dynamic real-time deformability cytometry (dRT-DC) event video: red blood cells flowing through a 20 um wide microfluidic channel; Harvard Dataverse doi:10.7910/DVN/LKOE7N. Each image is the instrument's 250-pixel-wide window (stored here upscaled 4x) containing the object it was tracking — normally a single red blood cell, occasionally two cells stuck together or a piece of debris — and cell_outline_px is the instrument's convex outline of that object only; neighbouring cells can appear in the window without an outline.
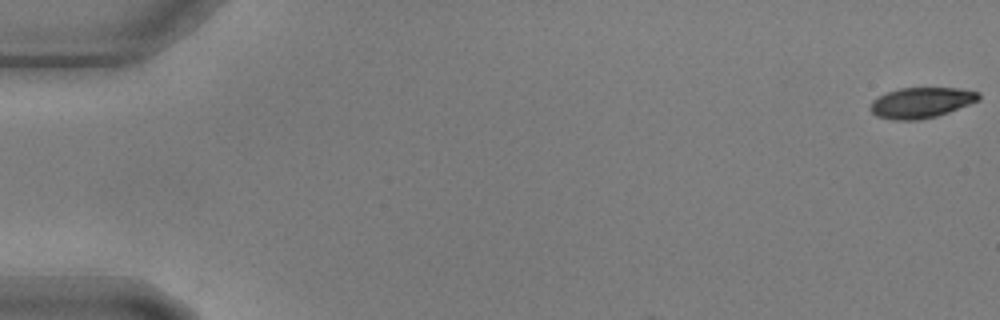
{"species": "common noctule bat (a hibernating species)", "species_latin": "Nyctalus noctula", "temperature_condition": "warm", "stored_images_in_passage": 10, "camera_frame_rate_fps": 3000, "um_per_image_px": 0.085, "animal": {"sex": "male", "body_mass_g": 17.9, "forearm_length_mm": 54.2}, "frame": {"image": 1, "passage_image": 1, "time_ms": 0.0, "image_size_px": [1000, 320], "cell_outline_px": [[980, 100], [948, 112], [936, 116], [920, 120], [892, 120], [876, 116], [868, 108], [872, 100], [888, 92], [900, 88], [960, 88], [980, 92]], "centroid_in_image_um": [78.3, 8.73], "position_along_channel_um": 6.7, "area_um2": 19.36}}